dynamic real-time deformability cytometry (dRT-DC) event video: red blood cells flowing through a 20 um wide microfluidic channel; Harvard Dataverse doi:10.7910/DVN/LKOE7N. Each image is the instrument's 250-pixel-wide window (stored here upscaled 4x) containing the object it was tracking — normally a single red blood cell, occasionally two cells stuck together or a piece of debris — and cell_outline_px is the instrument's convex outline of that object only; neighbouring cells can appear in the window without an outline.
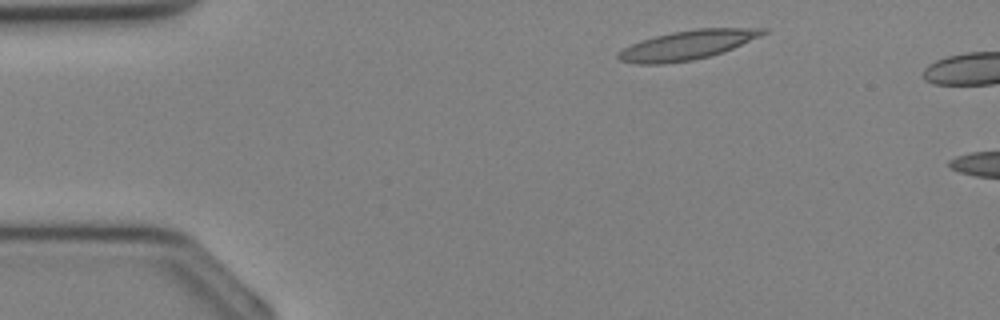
{"species": "Egyptian fruit bat (a non-hibernating species)", "species_latin": "Rousettus aegyptiacus", "temperature_condition": "cold", "stored_images_in_passage": 5, "camera_frame_rate_fps": 3000, "um_per_image_px": 0.085, "animal": {"sex": "female"}, "frame": {"image": 1, "passage_image": 1, "time_ms": 0.0, "image_size_px": [1000, 320], "cell_outline_px": [[768, 32], [760, 36], [732, 48], [708, 56], [692, 60], [660, 64], [636, 64], [620, 60], [616, 56], [616, 52], [640, 40], [672, 32], [696, 28], [768, 28]], "centroid_in_image_um": [58.38, 3.82], "position_along_channel_um": 26.6, "area_um2": 24.39}}